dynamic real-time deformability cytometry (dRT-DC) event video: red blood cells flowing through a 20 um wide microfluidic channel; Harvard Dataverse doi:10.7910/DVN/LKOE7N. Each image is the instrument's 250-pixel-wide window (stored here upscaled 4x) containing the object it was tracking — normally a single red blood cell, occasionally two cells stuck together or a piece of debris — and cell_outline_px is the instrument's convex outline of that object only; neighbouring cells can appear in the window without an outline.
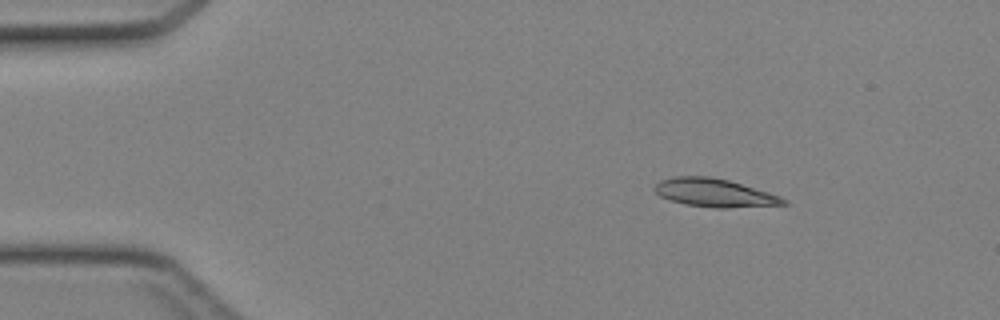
{"species": "Egyptian fruit bat (a non-hibernating species)", "species_latin": "Rousettus aegyptiacus", "temperature_condition": "cold", "stored_images_in_passage": 39, "camera_frame_rate_fps": 3000, "um_per_image_px": 0.085, "animal": {"sex": "female"}, "frame": {"image": 1, "passage_image": 1, "time_ms": 0.0, "image_size_px": [1000, 320], "cell_outline_px": [[788, 204], [724, 208], [716, 208], [688, 204], [672, 200], [660, 196], [652, 188], [660, 180], [676, 176], [712, 176], [728, 180], [768, 192], [780, 196], [788, 200]], "centroid_in_image_um": [60.73, 16.38], "position_along_channel_um": 24.3, "area_um2": 20.98}}
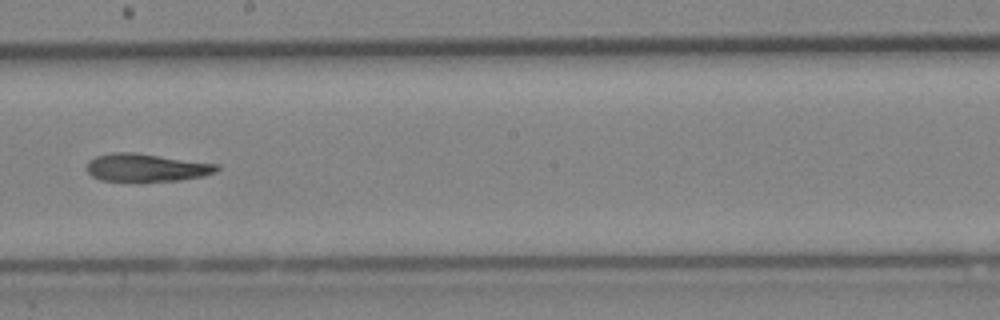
{"frame": {"image": 2, "passage_image": 20, "time_ms": 6.333, "image_size_px": [1000, 320], "cell_outline_px": [[220, 168], [216, 172], [204, 176], [180, 180], [140, 184], [136, 184], [100, 180], [92, 176], [88, 172], [88, 160], [96, 156], [112, 152], [132, 152], [220, 164]], "centroid_in_image_um": [12.44, 14.29], "position_along_channel_um": 235.8, "area_um2": 22.08}}
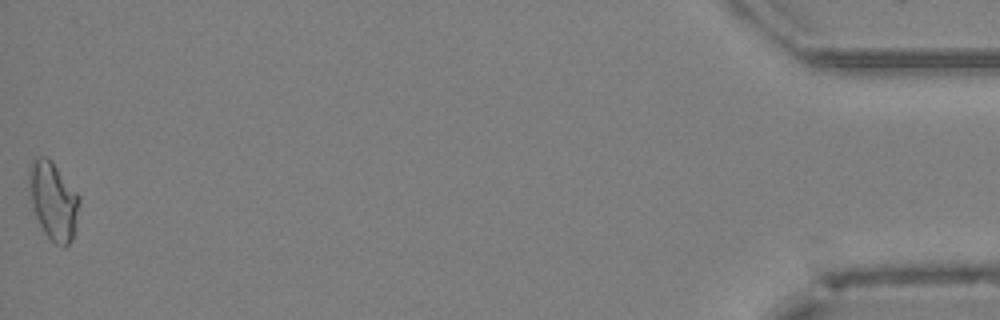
{"frame": {"image": 3, "passage_image": 39, "time_ms": 12.667, "image_size_px": [1000, 320], "cell_outline_px": [[80, 204], [76, 228], [72, 240], [64, 248], [56, 244], [44, 232], [32, 208], [28, 188], [28, 168], [32, 160], [36, 156], [44, 156], [56, 168], [80, 196]], "centroid_in_image_um": [4.52, 17.09], "position_along_channel_um": 430.7, "area_um2": 22.83}}